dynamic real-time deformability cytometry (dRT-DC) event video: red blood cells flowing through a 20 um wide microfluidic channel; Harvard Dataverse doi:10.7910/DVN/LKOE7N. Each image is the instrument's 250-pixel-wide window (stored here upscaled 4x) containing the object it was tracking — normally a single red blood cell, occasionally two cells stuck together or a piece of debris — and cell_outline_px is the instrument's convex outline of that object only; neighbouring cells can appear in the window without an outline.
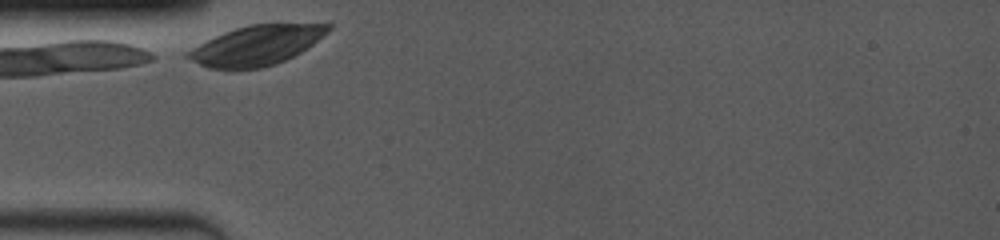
{"species": "common noctule bat (a hibernating species)", "species_latin": "Nyctalus noctula", "temperature_condition": "room temperature", "stored_images_in_passage": 1, "camera_frame_rate_fps": 4000, "um_per_image_px": 0.085, "animal": {"sex": "female", "body_mass_g": 19.0, "forearm_length_mm": 53.3}, "frame": {"image": 1, "passage_image": 1, "time_ms": 0.0, "image_size_px": [1000, 240], "cell_outline_px": [[332, 28], [328, 32], [312, 44], [300, 52], [276, 64], [260, 68], [232, 72], [208, 68], [184, 56], [184, 52], [224, 32], [236, 28], [252, 24], [332, 24]], "centroid_in_image_um": [21.75, 3.9], "position_along_channel_um": 63.3, "area_um2": 32.54}}